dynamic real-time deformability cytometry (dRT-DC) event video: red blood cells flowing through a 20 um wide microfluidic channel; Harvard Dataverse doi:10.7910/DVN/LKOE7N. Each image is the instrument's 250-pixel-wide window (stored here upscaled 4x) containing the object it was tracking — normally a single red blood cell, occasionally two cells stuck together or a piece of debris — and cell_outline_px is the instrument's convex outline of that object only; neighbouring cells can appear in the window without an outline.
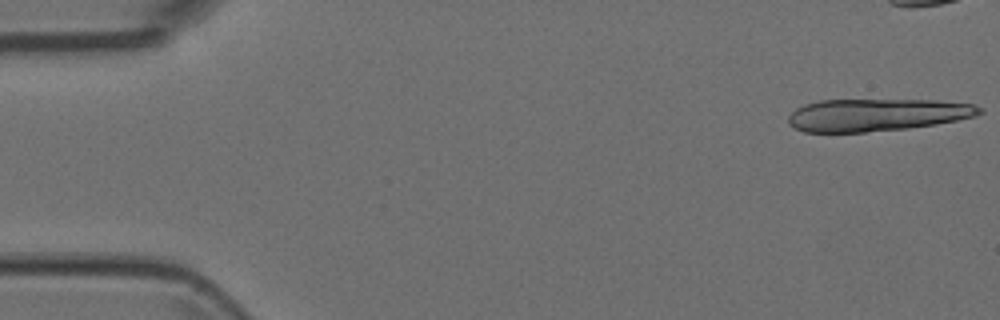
{"species": "Egyptian fruit bat (a non-hibernating species)", "species_latin": "Rousettus aegyptiacus", "temperature_condition": "room temperature", "stored_images_in_passage": 4, "camera_frame_rate_fps": 3000, "um_per_image_px": 0.085, "animal": {"sex": "female"}, "frame": {"image": 1, "passage_image": 1, "time_ms": 0.0, "image_size_px": [1000, 320], "cell_outline_px": [[984, 112], [976, 116], [936, 124], [908, 128], [864, 132], [804, 132], [788, 124], [788, 116], [796, 108], [804, 104], [820, 100], [936, 100], [972, 104], [984, 108]], "centroid_in_image_um": [74.54, 9.76], "position_along_channel_um": 10.5, "area_um2": 36.18}}